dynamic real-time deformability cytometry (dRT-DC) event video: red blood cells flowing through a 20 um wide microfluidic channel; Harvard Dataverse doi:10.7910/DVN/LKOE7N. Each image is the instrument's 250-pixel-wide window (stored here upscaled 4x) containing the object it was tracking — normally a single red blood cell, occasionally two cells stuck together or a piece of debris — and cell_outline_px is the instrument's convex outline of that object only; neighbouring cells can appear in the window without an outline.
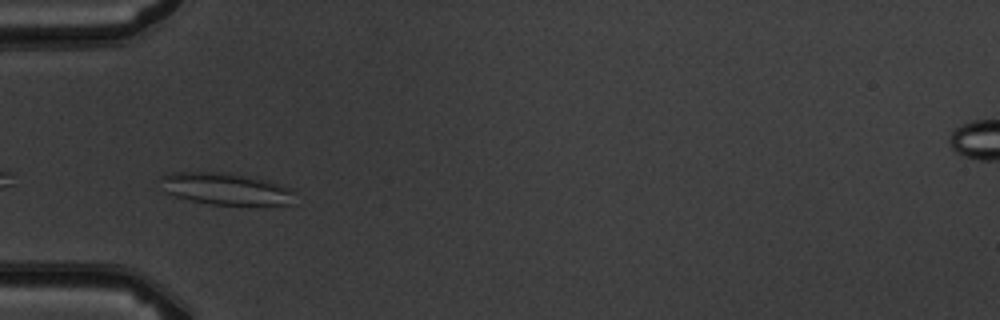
{"species": "common noctule bat (a hibernating species)", "species_latin": "Nyctalus noctula", "temperature_condition": "warm", "stored_images_in_passage": 7, "camera_frame_rate_fps": 3000, "um_per_image_px": 0.085, "animal": {"sex": "male", "body_mass_g": 19.5, "forearm_length_mm": 54.6}, "frame": {"image": 1, "passage_image": 3, "time_ms": 2.667, "image_size_px": [1000, 320], "cell_outline_px": [[296, 204], [264, 208], [212, 204], [192, 200], [176, 196], [164, 192], [160, 176], [172, 172], [228, 172], [256, 176], [280, 184], [296, 192]], "centroid_in_image_um": [19.37, 16.09], "position_along_channel_um": 65.6, "area_um2": 26.41}}
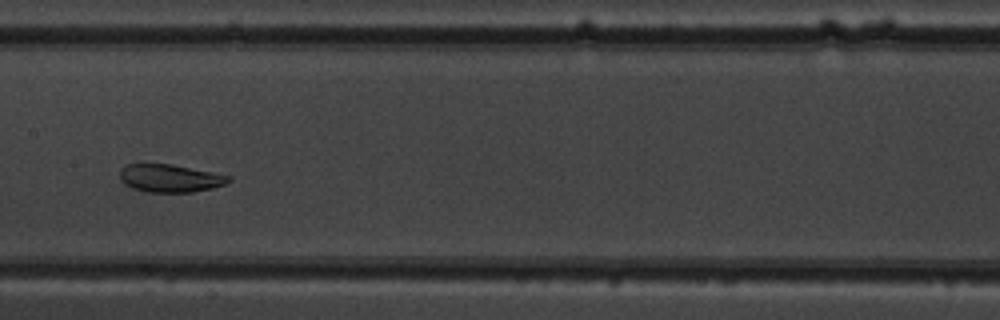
{"frame": {"image": 2, "passage_image": 6, "time_ms": 6.0, "image_size_px": [1000, 320], "cell_outline_px": [[232, 180], [224, 184], [212, 188], [192, 192], [148, 192], [132, 188], [124, 184], [120, 180], [120, 168], [128, 164], [172, 164], [232, 176]], "centroid_in_image_um": [14.45, 15.15], "position_along_channel_um": 193.0, "area_um2": 17.69}}
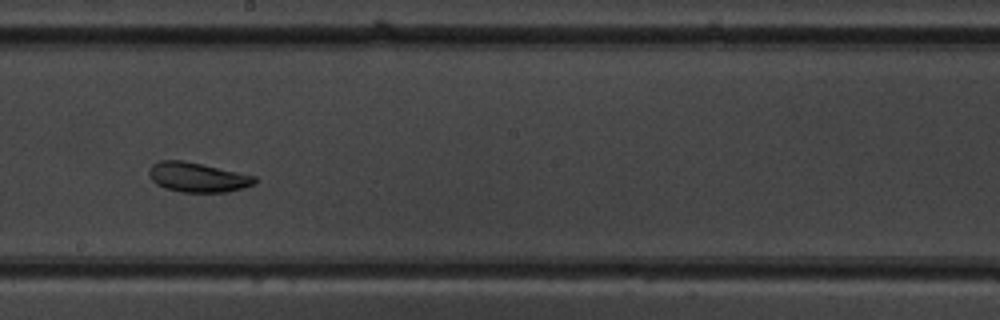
{"frame": {"image": 3, "passage_image": 7, "time_ms": 7.0, "image_size_px": [1000, 320], "cell_outline_px": [[256, 184], [244, 188], [228, 192], [180, 192], [164, 188], [156, 184], [152, 180], [148, 172], [152, 164], [160, 160], [184, 160], [256, 176]], "centroid_in_image_um": [16.8, 15.07], "position_along_channel_um": 231.4, "area_um2": 18.38}}